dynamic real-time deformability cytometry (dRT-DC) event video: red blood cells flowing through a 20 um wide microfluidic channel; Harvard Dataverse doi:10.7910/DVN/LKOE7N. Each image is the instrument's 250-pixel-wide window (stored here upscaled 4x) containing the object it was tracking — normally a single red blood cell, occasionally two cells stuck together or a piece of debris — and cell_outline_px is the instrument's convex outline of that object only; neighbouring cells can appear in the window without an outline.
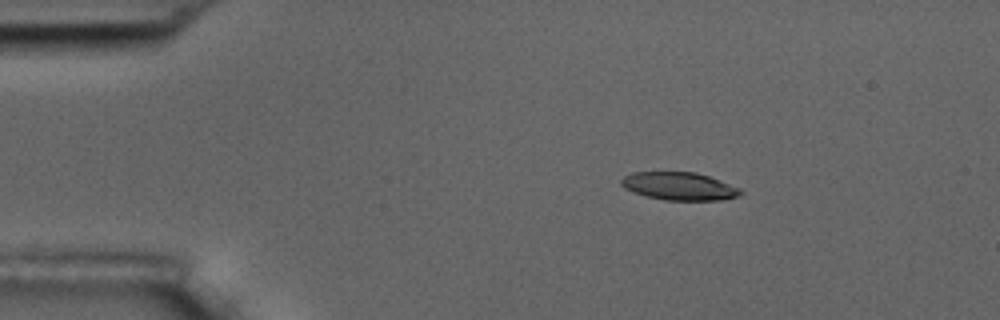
{"species": "common noctule bat (a hibernating species)", "species_latin": "Nyctalus noctula", "temperature_condition": "room temperature", "stored_images_in_passage": 4, "camera_frame_rate_fps": 3000, "um_per_image_px": 0.085, "animal": {"sex": "male", "body_mass_g": 17.5, "forearm_length_mm": 52.3}, "frame": {"image": 1, "passage_image": 2, "time_ms": 1.333, "image_size_px": [1000, 320], "cell_outline_px": [[744, 192], [740, 196], [724, 200], [664, 200], [644, 196], [632, 192], [624, 188], [620, 184], [620, 180], [624, 176], [632, 172], [696, 172], [708, 176], [740, 188]], "centroid_in_image_um": [57.72, 15.83], "position_along_channel_um": 27.3, "area_um2": 19.59}}